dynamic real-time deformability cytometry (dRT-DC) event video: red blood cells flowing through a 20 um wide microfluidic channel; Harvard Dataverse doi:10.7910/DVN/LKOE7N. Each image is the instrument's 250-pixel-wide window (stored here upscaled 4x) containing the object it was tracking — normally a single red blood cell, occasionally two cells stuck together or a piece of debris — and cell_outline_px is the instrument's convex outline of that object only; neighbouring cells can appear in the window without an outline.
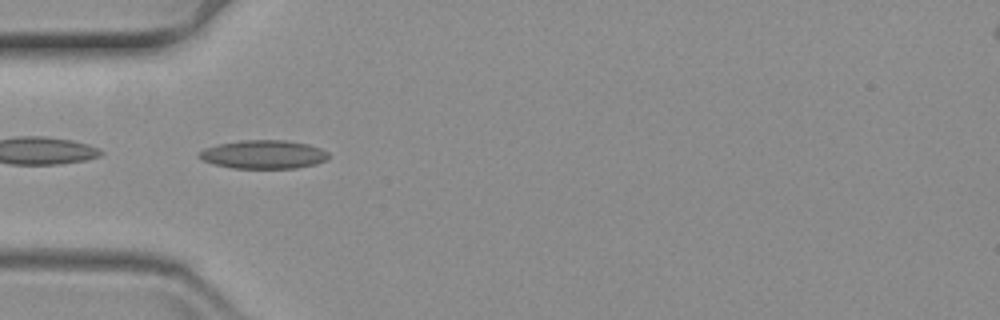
{"species": "common noctule bat (a hibernating species)", "species_latin": "Nyctalus noctula", "temperature_condition": "warm", "stored_images_in_passage": 43, "camera_frame_rate_fps": 3000, "um_per_image_px": 0.085, "animal": {"sex": "female", "body_mass_g": 19.3, "forearm_length_mm": 54.1}, "frame": {"image": 1, "passage_image": 1, "time_ms": 0.0, "image_size_px": [1000, 320], "cell_outline_px": [[328, 156], [324, 160], [316, 164], [296, 168], [232, 168], [212, 164], [196, 156], [204, 148], [220, 144], [240, 140], [284, 140], [308, 144], [320, 148], [328, 152]], "centroid_in_image_um": [22.38, 13.13], "position_along_channel_um": 62.6, "area_um2": 21.44}}
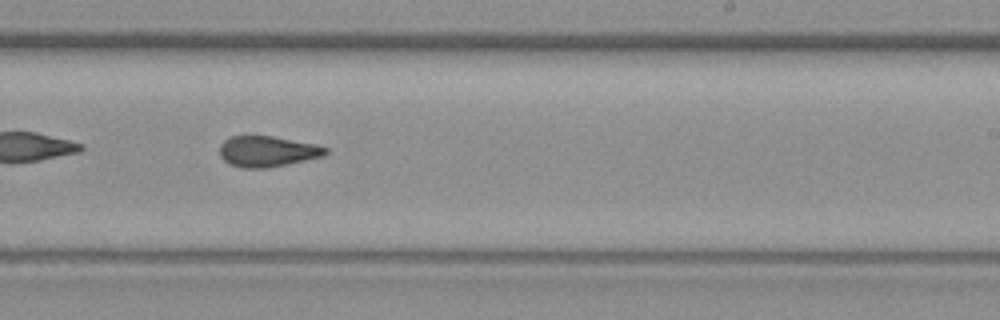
{"frame": {"image": 2, "passage_image": 19, "time_ms": 6.0, "image_size_px": [1000, 320], "cell_outline_px": [[328, 152], [324, 156], [288, 164], [268, 168], [240, 168], [228, 164], [220, 156], [220, 144], [228, 136], [272, 136], [316, 144], [328, 148]], "centroid_in_image_um": [22.71, 12.87], "position_along_channel_um": 266.3, "area_um2": 19.19}}